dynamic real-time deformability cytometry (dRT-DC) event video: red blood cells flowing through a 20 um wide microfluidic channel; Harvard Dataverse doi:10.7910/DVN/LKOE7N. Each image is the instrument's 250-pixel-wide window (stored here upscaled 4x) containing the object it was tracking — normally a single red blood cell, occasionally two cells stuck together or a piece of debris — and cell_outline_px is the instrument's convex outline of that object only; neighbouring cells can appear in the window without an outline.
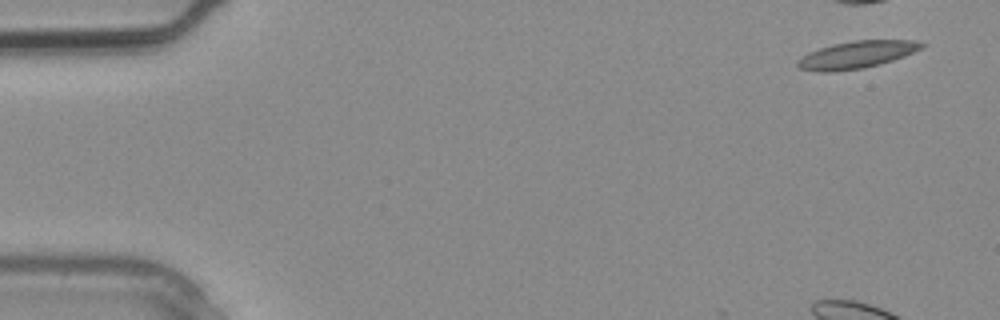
{"species": "common noctule bat (a hibernating species)", "species_latin": "Nyctalus noctula", "temperature_condition": "warm", "stored_images_in_passage": 3, "camera_frame_rate_fps": 3000, "um_per_image_px": 0.085, "animal": {"sex": "male", "body_mass_g": 20.4}, "frame": {"image": 1, "passage_image": 1, "time_ms": 0.0, "image_size_px": [1000, 320], "cell_outline_px": [[924, 44], [920, 48], [904, 56], [880, 64], [864, 68], [832, 72], [820, 72], [800, 68], [796, 64], [796, 60], [808, 52], [832, 44], [852, 40], [912, 40]], "centroid_in_image_um": [72.74, 4.65], "position_along_channel_um": 12.3, "area_um2": 19.59}}